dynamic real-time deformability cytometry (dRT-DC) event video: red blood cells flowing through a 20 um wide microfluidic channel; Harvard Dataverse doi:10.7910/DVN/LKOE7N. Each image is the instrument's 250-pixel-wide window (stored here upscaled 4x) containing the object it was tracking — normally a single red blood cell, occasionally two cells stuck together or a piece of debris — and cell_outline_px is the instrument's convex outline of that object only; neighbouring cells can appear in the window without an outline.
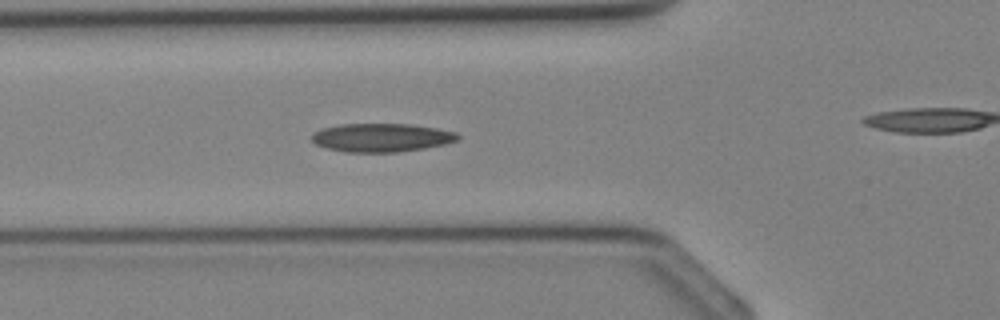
{"species": "Egyptian fruit bat (a non-hibernating species)", "species_latin": "Rousettus aegyptiacus", "temperature_condition": "cold", "stored_images_in_passage": 36, "camera_frame_rate_fps": 3000, "um_per_image_px": 0.085, "animal": {"sex": "female"}, "frame": {"image": 1, "passage_image": 12, "time_ms": 3.667, "image_size_px": [1000, 320], "cell_outline_px": [[460, 136], [456, 140], [444, 144], [424, 148], [396, 152], [348, 152], [328, 148], [316, 144], [312, 140], [312, 132], [324, 128], [340, 124], [412, 124], [436, 128], [456, 132]], "centroid_in_image_um": [32.42, 11.69], "position_along_channel_um": 93.4, "area_um2": 24.04}}
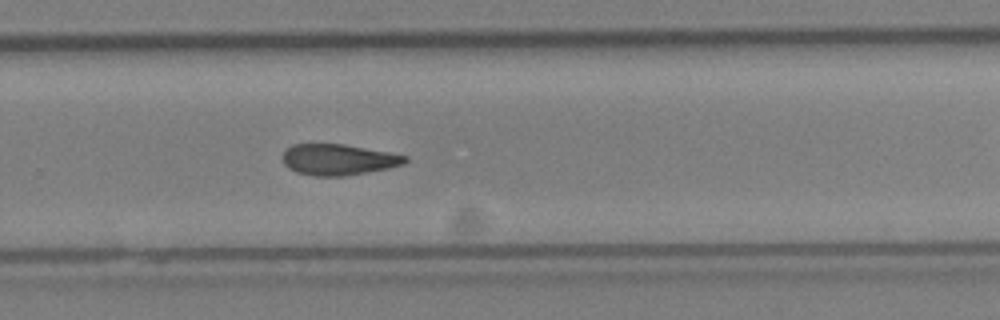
{"frame": {"image": 2, "passage_image": 23, "time_ms": 7.333, "image_size_px": [1000, 320], "cell_outline_px": [[408, 160], [404, 164], [388, 168], [368, 172], [344, 176], [312, 176], [296, 172], [288, 168], [284, 164], [280, 156], [284, 148], [292, 144], [344, 144], [388, 152], [408, 156]], "centroid_in_image_um": [28.7, 13.56], "position_along_channel_um": 301.1, "area_um2": 22.43}}
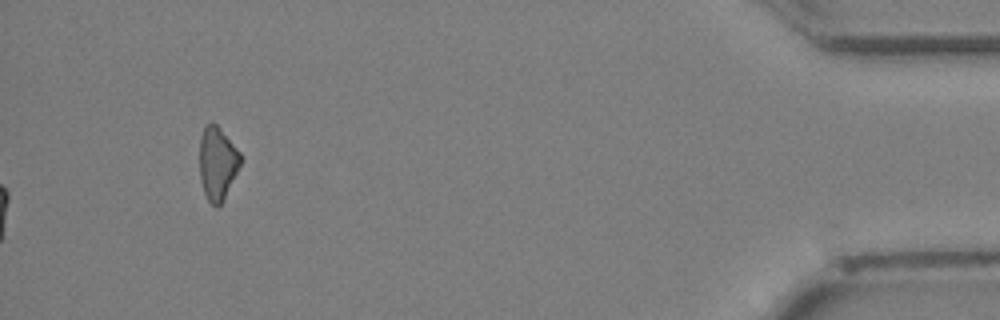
{"frame": {"image": 3, "passage_image": 36, "time_ms": 11.667, "image_size_px": [1000, 320], "cell_outline_px": [[240, 164], [224, 200], [220, 204], [212, 204], [208, 200], [204, 192], [200, 180], [200, 136], [204, 128], [212, 120], [216, 124], [240, 152]], "centroid_in_image_um": [18.46, 13.86], "position_along_channel_um": 416.7, "area_um2": 17.11}}